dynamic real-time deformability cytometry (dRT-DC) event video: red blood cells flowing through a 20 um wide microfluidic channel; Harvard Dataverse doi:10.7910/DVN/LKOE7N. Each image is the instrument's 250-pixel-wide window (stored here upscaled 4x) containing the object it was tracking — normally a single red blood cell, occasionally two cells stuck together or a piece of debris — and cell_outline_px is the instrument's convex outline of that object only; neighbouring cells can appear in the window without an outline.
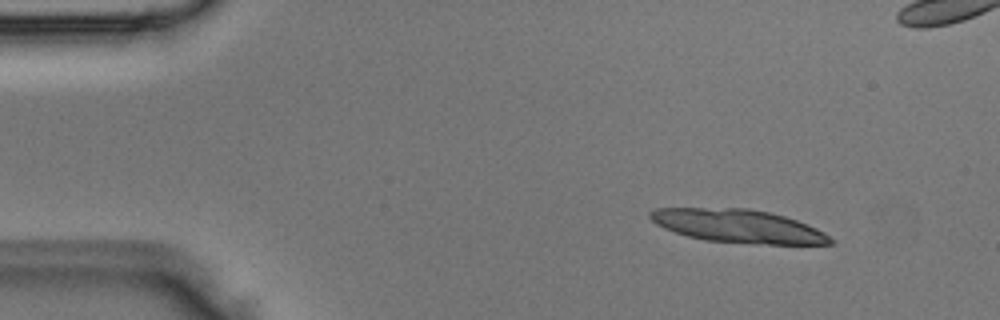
{"species": "Egyptian fruit bat (a non-hibernating species)", "species_latin": "Rousettus aegyptiacus", "temperature_condition": "room temperature", "stored_images_in_passage": 6, "camera_frame_rate_fps": 3000, "um_per_image_px": 0.085, "animal": {"sex": "male"}, "frame": {"image": 1, "passage_image": 2, "time_ms": 0.333, "image_size_px": [1000, 320], "cell_outline_px": [[836, 240], [832, 244], [756, 244], [704, 240], [688, 236], [664, 228], [656, 224], [648, 216], [648, 212], [656, 208], [748, 208], [768, 212], [784, 216], [808, 224], [824, 232]], "centroid_in_image_um": [62.76, 19.22], "position_along_channel_um": 22.2, "area_um2": 34.97}}